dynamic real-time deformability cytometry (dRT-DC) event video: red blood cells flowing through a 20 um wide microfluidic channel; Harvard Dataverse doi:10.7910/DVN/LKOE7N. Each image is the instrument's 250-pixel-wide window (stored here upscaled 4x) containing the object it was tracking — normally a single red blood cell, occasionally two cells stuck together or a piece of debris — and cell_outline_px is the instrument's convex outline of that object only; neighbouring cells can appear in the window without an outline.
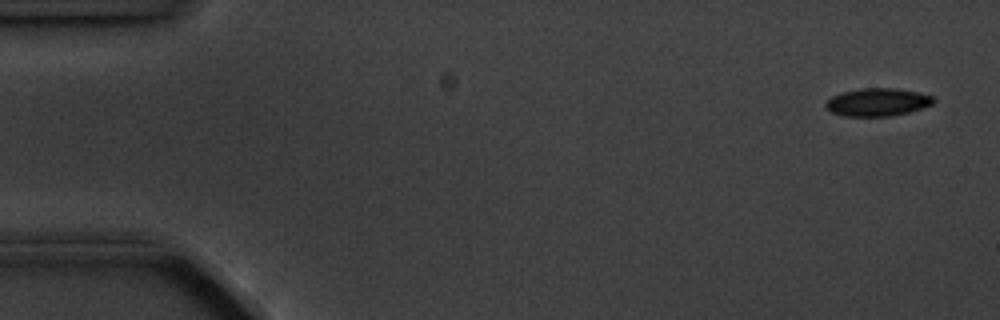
{"species": "common noctule bat (a hibernating species)", "species_latin": "Nyctalus noctula", "temperature_condition": "cold", "stored_images_in_passage": 4, "camera_frame_rate_fps": 3000, "um_per_image_px": 0.085, "animal": {"sex": "male", "body_mass_g": 20.1, "forearm_length_mm": 53.5}, "frame": {"image": 1, "passage_image": 1, "time_ms": 0.0, "image_size_px": [1000, 320], "cell_outline_px": [[936, 100], [932, 104], [908, 112], [892, 116], [844, 116], [832, 112], [824, 104], [832, 96], [840, 92], [860, 88], [896, 88], [916, 92], [932, 96]], "centroid_in_image_um": [74.57, 8.67], "position_along_channel_um": 10.4, "area_um2": 17.4}}
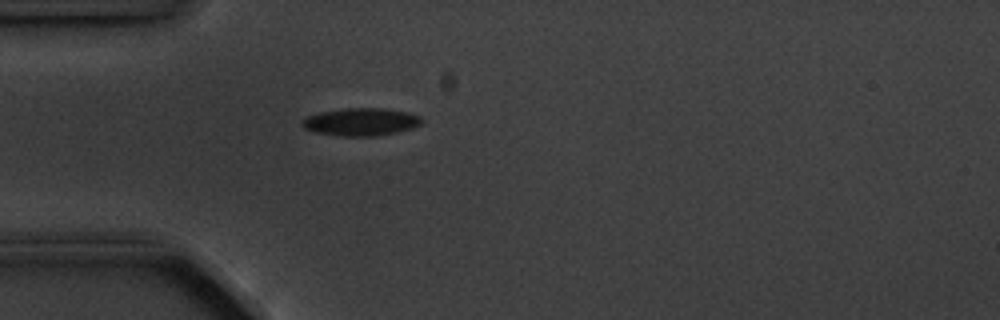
{"frame": {"image": 2, "passage_image": 4, "time_ms": 4.333, "image_size_px": [1000, 320], "cell_outline_px": [[420, 124], [412, 128], [396, 132], [376, 136], [344, 136], [316, 132], [304, 128], [300, 124], [300, 120], [308, 116], [320, 112], [348, 108], [384, 108], [408, 112], [420, 116]], "centroid_in_image_um": [30.65, 10.35], "position_along_channel_um": 54.3, "area_um2": 19.13}}